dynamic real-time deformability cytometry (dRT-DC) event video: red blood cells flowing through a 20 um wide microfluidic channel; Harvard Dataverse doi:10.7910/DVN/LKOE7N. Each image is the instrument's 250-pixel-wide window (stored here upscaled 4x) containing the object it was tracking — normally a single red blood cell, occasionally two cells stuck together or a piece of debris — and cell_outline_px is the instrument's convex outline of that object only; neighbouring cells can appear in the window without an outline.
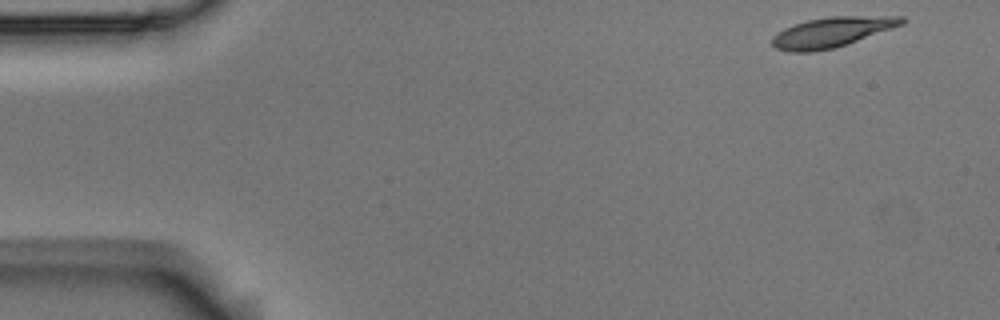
{"species": "Egyptian fruit bat (a non-hibernating species)", "species_latin": "Rousettus aegyptiacus", "temperature_condition": "room temperature", "stored_images_in_passage": 9, "camera_frame_rate_fps": 3000, "um_per_image_px": 0.085, "animal": {"sex": "male"}, "frame": {"image": 1, "passage_image": 1, "time_ms": 0.0, "image_size_px": [1000, 320], "cell_outline_px": [[904, 24], [832, 48], [812, 52], [788, 52], [776, 48], [772, 44], [772, 36], [784, 28], [808, 20], [828, 16], [904, 16]], "centroid_in_image_um": [70.67, 2.72], "position_along_channel_um": 14.3, "area_um2": 22.31}}
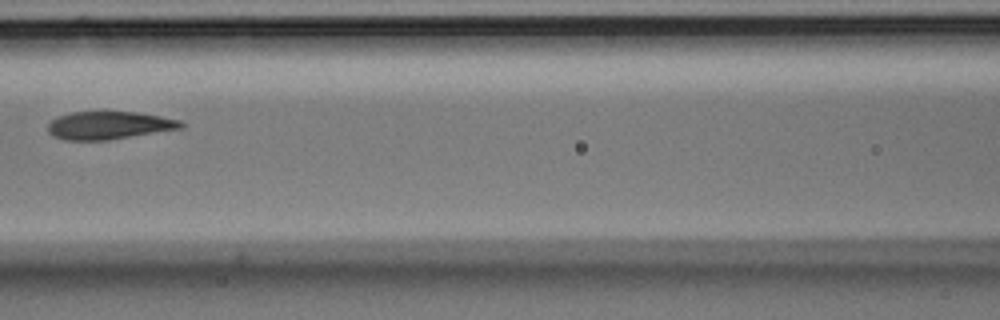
{"frame": {"image": 2, "passage_image": 6, "time_ms": 1.667, "image_size_px": [1000, 320], "cell_outline_px": [[184, 128], [108, 140], [64, 140], [48, 132], [48, 124], [56, 116], [72, 112], [136, 112], [160, 116], [180, 120], [184, 124]], "centroid_in_image_um": [9.27, 10.65], "position_along_channel_um": 157.3, "area_um2": 21.56}}
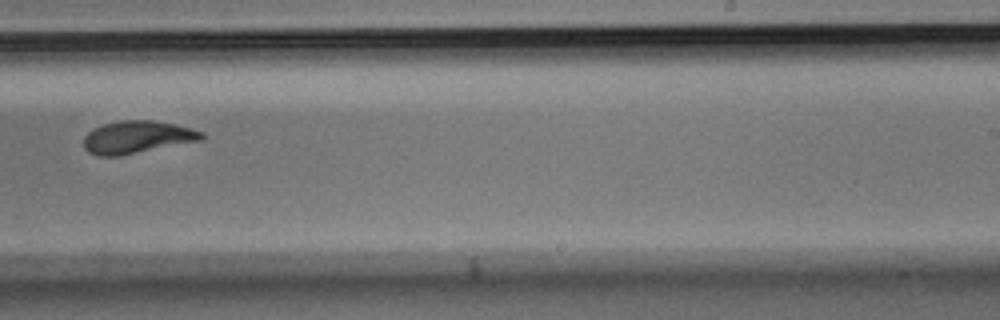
{"frame": {"image": 3, "passage_image": 9, "time_ms": 2.667, "image_size_px": [1000, 320], "cell_outline_px": [[204, 140], [116, 156], [100, 156], [88, 152], [84, 148], [84, 136], [92, 128], [104, 124], [120, 120], [152, 120], [192, 128], [204, 132]], "centroid_in_image_um": [11.66, 11.65], "position_along_channel_um": 277.3, "area_um2": 22.31}}